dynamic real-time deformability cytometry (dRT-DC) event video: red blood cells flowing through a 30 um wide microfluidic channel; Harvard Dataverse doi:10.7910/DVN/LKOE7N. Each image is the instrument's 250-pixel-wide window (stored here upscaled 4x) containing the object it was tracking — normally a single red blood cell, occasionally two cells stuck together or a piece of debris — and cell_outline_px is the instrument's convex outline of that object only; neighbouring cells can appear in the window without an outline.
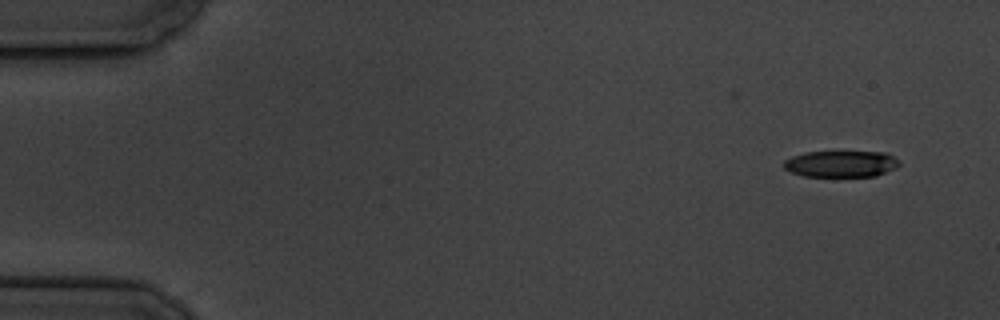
{"species": "common noctule bat (a hibernating species)", "species_latin": "Nyctalus noctula", "temperature_condition": "cold", "stored_images_in_passage": 5, "camera_frame_rate_fps": 3000, "um_per_image_px": 0.085, "animal": {"sex": "male", "body_mass_g": 19.5, "forearm_length_mm": 54.6}, "frame": {"image": 1, "passage_image": 1, "time_ms": 0.0, "image_size_px": [1000, 320], "cell_outline_px": [[900, 164], [896, 168], [876, 176], [804, 176], [792, 172], [784, 168], [784, 160], [792, 156], [804, 152], [884, 152], [900, 160]], "centroid_in_image_um": [71.5, 13.93], "position_along_channel_um": 13.5, "area_um2": 17.74}}
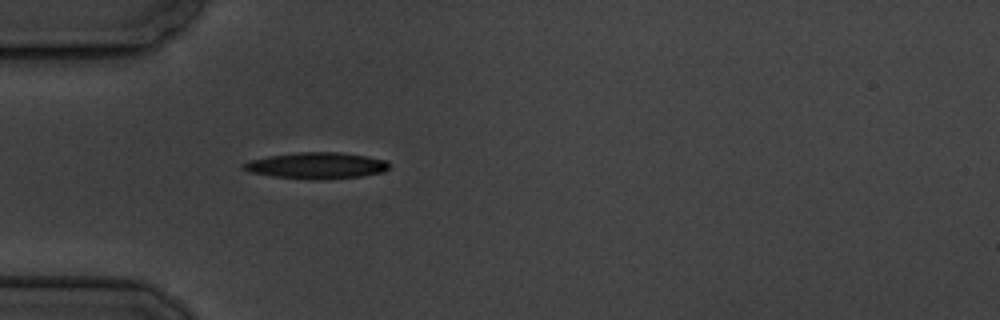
{"frame": {"image": 2, "passage_image": 5, "time_ms": 4.667, "image_size_px": [1000, 320], "cell_outline_px": [[388, 168], [384, 172], [360, 176], [316, 180], [312, 180], [272, 176], [252, 172], [244, 168], [240, 164], [248, 160], [268, 156], [296, 152], [340, 152], [368, 156], [388, 160]], "centroid_in_image_um": [26.91, 14.06], "position_along_channel_um": 58.1, "area_um2": 22.43}}